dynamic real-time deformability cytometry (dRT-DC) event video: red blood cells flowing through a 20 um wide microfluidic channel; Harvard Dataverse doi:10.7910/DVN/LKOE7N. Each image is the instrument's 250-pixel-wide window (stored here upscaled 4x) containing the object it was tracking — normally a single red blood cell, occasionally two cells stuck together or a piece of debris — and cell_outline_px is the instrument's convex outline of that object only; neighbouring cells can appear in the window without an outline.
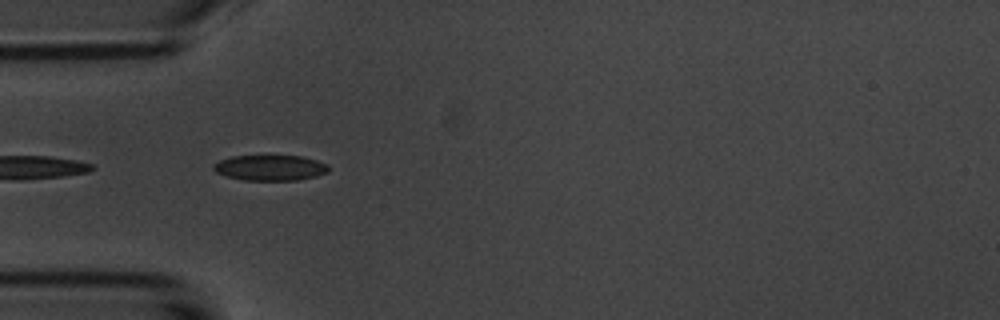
{"species": "common noctule bat (a hibernating species)", "species_latin": "Nyctalus noctula", "temperature_condition": "room temperature", "stored_images_in_passage": 5, "camera_frame_rate_fps": 3000, "um_per_image_px": 0.085, "animal": {"sex": "male", "body_mass_g": 20.1, "forearm_length_mm": 53.5}, "frame": {"image": 1, "passage_image": 2, "time_ms": 0.333, "image_size_px": [1000, 320], "cell_outline_px": [[328, 172], [316, 176], [296, 180], [244, 180], [228, 176], [216, 172], [212, 168], [212, 164], [220, 160], [232, 156], [304, 156], [328, 164]], "centroid_in_image_um": [22.97, 14.25], "position_along_channel_um": 62.0, "area_um2": 17.05}}